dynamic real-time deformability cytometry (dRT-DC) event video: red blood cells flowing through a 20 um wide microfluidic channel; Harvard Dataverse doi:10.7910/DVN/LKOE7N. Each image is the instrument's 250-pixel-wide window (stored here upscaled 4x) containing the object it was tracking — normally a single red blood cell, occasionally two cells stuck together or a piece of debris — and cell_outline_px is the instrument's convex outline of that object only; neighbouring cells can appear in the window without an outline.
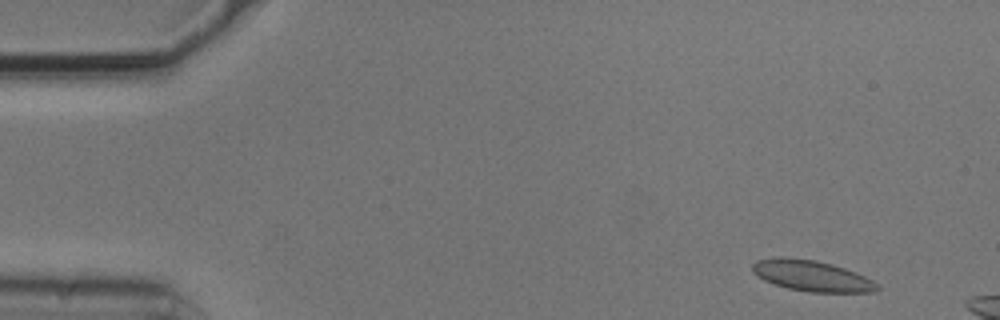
{"species": "common noctule bat (a hibernating species)", "species_latin": "Nyctalus noctula", "temperature_condition": "cold", "stored_images_in_passage": 4, "camera_frame_rate_fps": 3000, "um_per_image_px": 0.085, "animal": {"sex": "male", "body_mass_g": 20.5, "forearm_length_mm": 52.5}, "frame": {"image": 1, "passage_image": 1, "time_ms": 0.0, "image_size_px": [1000, 320], "cell_outline_px": [[880, 288], [876, 292], [812, 292], [788, 288], [764, 280], [752, 272], [752, 264], [756, 260], [780, 256], [816, 260], [832, 264], [856, 272], [880, 284]], "centroid_in_image_um": [69.01, 23.43], "position_along_channel_um": 16.0, "area_um2": 22.48}}